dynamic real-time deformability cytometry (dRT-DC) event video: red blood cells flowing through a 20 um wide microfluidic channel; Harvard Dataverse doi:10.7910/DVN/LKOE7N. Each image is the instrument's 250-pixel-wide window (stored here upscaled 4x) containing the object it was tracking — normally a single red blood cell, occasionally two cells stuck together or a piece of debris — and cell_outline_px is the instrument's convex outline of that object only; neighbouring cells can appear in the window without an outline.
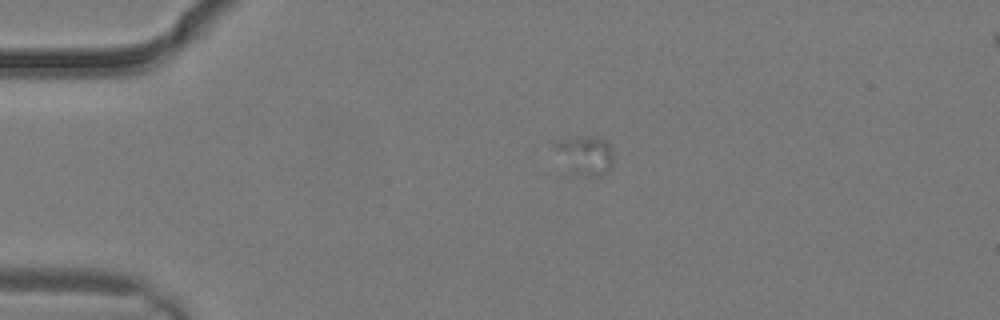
{"species": "common noctule bat (a hibernating species)", "species_latin": "Nyctalus noctula", "temperature_condition": "warm", "stored_images_in_passage": 3, "camera_frame_rate_fps": 3000, "um_per_image_px": 0.085, "animal": {"sex": "male", "body_mass_g": 19.2, "forearm_length_mm": 51.8}, "frame": {"image": 1, "passage_image": 3, "time_ms": 0.667, "image_size_px": [1000, 320], "cell_outline_px": [[612, 164], [600, 176], [560, 176], [552, 144], [560, 140], [576, 136], [600, 136], [608, 140], [612, 144]], "centroid_in_image_um": [49.57, 13.25], "position_along_channel_um": 35.4, "area_um2": 15.03}}